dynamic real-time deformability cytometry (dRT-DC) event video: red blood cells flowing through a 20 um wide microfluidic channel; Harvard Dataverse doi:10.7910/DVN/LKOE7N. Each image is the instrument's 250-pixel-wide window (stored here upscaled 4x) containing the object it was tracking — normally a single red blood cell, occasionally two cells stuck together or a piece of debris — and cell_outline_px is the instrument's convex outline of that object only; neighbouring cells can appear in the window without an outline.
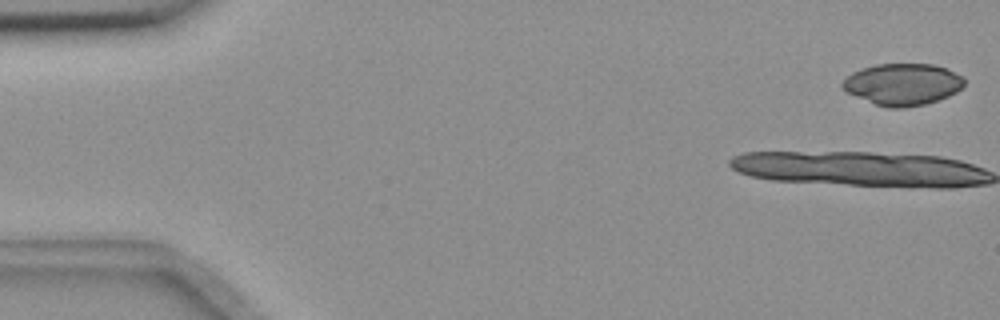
{"species": "common noctule bat (a hibernating species)", "species_latin": "Nyctalus noctula", "temperature_condition": "room temperature", "stored_images_in_passage": 11, "camera_frame_rate_fps": 3000, "um_per_image_px": 0.085, "animal": {"sex": "female", "body_mass_g": 18.4}, "frame": {"image": 1, "passage_image": 1, "time_ms": 0.0, "image_size_px": [1000, 320], "cell_outline_px": [[964, 84], [956, 92], [948, 96], [924, 104], [904, 108], [888, 108], [876, 104], [844, 92], [840, 88], [840, 84], [852, 72], [876, 64], [932, 64], [944, 68], [964, 76]], "centroid_in_image_um": [76.69, 7.17], "position_along_channel_um": 8.3, "area_um2": 29.54}}